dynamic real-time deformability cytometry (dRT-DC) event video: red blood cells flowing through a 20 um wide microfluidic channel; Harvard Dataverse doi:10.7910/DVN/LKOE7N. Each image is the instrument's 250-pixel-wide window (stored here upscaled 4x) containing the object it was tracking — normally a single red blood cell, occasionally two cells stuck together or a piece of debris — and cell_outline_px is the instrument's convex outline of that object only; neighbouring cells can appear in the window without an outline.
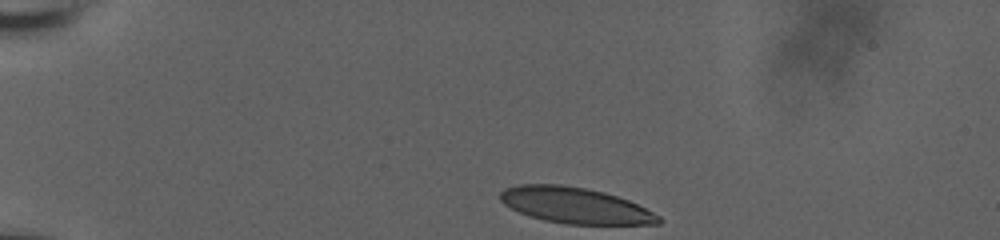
{"species": "human", "species_latin": "Homo sapiens", "temperature_condition": "room temperature", "stored_images_in_passage": 38, "camera_frame_rate_fps": 3000, "um_per_image_px": 0.085, "donor": {"sex": "male"}, "frame": {"image": 1, "passage_image": 1, "time_ms": 0.0, "image_size_px": [1000, 240], "cell_outline_px": [[664, 220], [660, 224], [564, 224], [544, 220], [520, 212], [504, 204], [500, 200], [500, 192], [504, 188], [520, 184], [560, 184], [584, 188], [604, 192], [628, 200], [660, 216]], "centroid_in_image_um": [48.89, 17.46], "position_along_channel_um": 36.1, "area_um2": 32.95}}
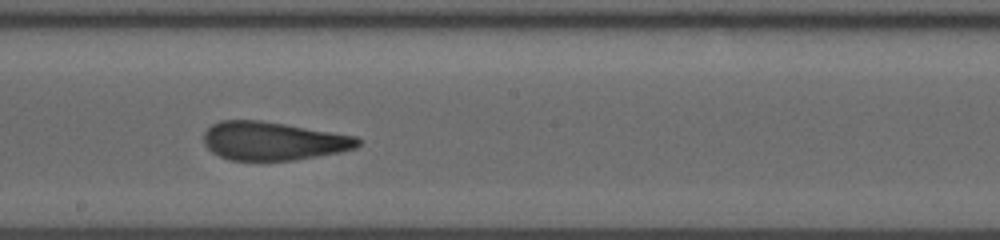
{"frame": {"image": 2, "passage_image": 22, "time_ms": 7.0, "image_size_px": [1000, 240], "cell_outline_px": [[360, 144], [356, 148], [340, 152], [292, 160], [232, 160], [220, 156], [212, 152], [204, 144], [204, 132], [212, 124], [220, 120], [260, 120], [356, 136], [360, 140]], "centroid_in_image_um": [23.2, 11.98], "position_along_channel_um": 225.0, "area_um2": 34.28}}
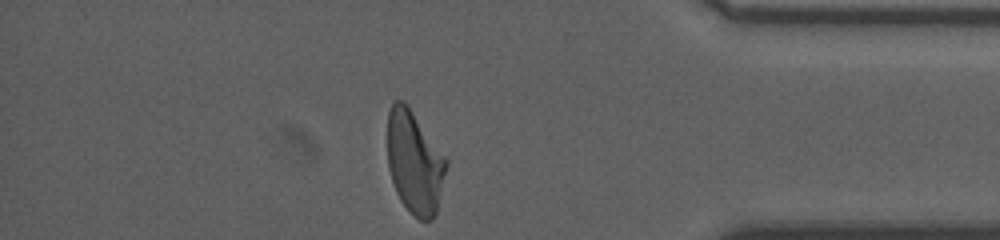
{"frame": {"image": 3, "passage_image": 38, "time_ms": 12.333, "image_size_px": [1000, 240], "cell_outline_px": [[448, 164], [436, 212], [432, 220], [420, 220], [400, 200], [396, 192], [388, 168], [388, 112], [392, 104], [396, 100], [404, 100], [408, 104], [448, 160]], "centroid_in_image_um": [35.24, 13.76], "position_along_channel_um": 400.0, "area_um2": 35.08}, "authors_computed_cell_mechanics": {"area_um2": 35.1135, "velocity_mm_per_s": 3.7201, "shape_relaxation_time_tau1_ms": null, "shape_relaxation_time_tau2_ms": 1.2994, "deformation_change_tau1": null, "deformation_change_tau2": 0.0931}}